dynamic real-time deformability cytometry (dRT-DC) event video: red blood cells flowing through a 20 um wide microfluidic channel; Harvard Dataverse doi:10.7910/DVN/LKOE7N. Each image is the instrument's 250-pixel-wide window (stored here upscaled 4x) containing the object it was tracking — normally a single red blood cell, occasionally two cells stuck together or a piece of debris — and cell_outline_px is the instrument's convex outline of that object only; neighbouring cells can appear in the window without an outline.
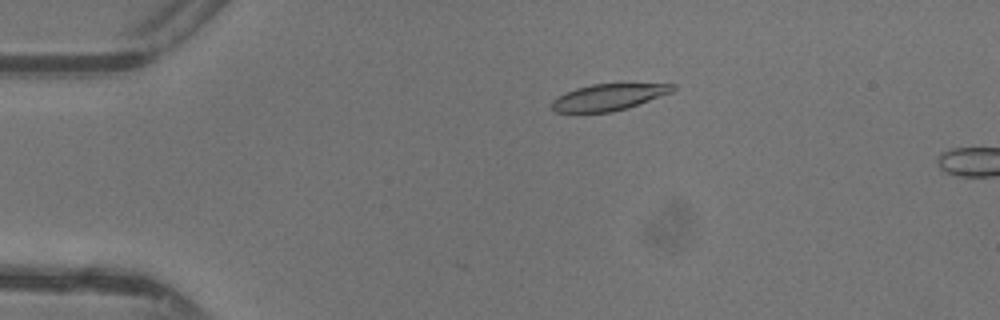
{"species": "common noctule bat (a hibernating species)", "species_latin": "Nyctalus noctula", "temperature_condition": "warm", "stored_images_in_passage": 13, "camera_frame_rate_fps": 3000, "um_per_image_px": 0.085, "animal": {"sex": "female"}, "frame": {"image": 1, "passage_image": 10, "time_ms": 3.0, "image_size_px": [1000, 320], "cell_outline_px": [[676, 88], [672, 92], [628, 108], [612, 112], [556, 112], [552, 108], [552, 100], [556, 96], [564, 92], [576, 88], [592, 84], [676, 84]], "centroid_in_image_um": [51.7, 8.26], "position_along_channel_um": 33.3, "area_um2": 18.61}}